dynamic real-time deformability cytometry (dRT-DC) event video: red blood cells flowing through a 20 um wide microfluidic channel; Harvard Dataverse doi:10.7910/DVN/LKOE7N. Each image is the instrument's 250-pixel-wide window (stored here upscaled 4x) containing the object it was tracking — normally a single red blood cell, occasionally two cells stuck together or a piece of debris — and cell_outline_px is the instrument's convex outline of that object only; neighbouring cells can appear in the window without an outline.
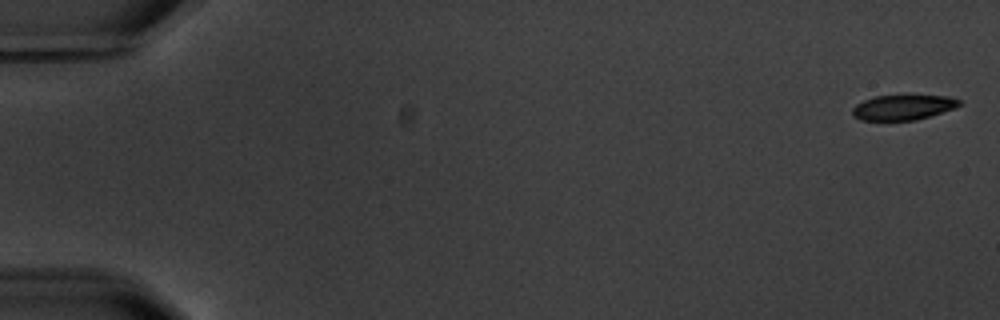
{"species": "common noctule bat (a hibernating species)", "species_latin": "Nyctalus noctula", "temperature_condition": "warm", "stored_images_in_passage": 4, "camera_frame_rate_fps": 3000, "um_per_image_px": 0.085, "animal": {"sex": "male", "body_mass_g": 20.1, "forearm_length_mm": 53.5}, "frame": {"image": 1, "passage_image": 1, "time_ms": 0.0, "image_size_px": [1000, 320], "cell_outline_px": [[960, 104], [956, 108], [916, 120], [860, 120], [852, 116], [852, 108], [856, 104], [864, 100], [876, 96], [948, 96], [960, 100]], "centroid_in_image_um": [76.74, 9.13], "position_along_channel_um": 8.3, "area_um2": 15.49}}